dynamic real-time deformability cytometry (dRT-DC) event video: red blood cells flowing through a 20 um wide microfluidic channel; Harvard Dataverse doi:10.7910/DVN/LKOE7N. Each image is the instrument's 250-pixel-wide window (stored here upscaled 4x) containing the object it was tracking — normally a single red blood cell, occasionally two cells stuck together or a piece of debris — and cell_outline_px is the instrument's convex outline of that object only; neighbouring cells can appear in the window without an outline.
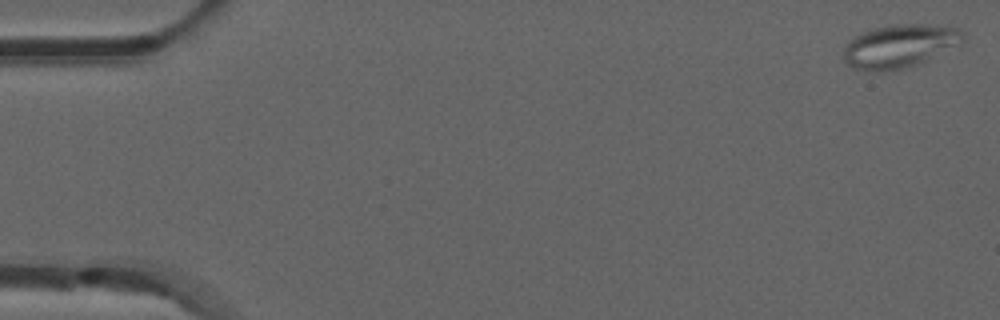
{"species": "common noctule bat (a hibernating species)", "species_latin": "Nyctalus noctula", "temperature_condition": "room temperature", "stored_images_in_passage": 11, "camera_frame_rate_fps": 3000, "um_per_image_px": 0.085, "animal": {"sex": "male", "forearm_length_mm": 52.5}, "frame": {"image": 1, "passage_image": 1, "time_ms": 0.0, "image_size_px": [1000, 320], "cell_outline_px": [[968, 36], [964, 44], [916, 64], [904, 68], [880, 72], [852, 68], [844, 60], [844, 44], [852, 36], [872, 28], [892, 24], [936, 24], [960, 28]], "centroid_in_image_um": [76.52, 3.88], "position_along_channel_um": 8.5, "area_um2": 30.92}}